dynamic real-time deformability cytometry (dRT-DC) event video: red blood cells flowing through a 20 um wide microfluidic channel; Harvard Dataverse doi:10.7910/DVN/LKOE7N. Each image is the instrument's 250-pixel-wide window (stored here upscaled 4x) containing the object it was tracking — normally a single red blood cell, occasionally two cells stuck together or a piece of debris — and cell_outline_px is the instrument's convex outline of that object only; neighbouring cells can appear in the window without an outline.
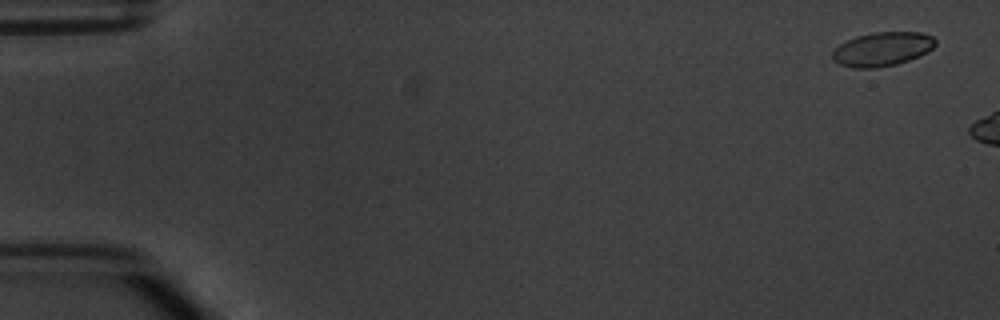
{"species": "common noctule bat (a hibernating species)", "species_latin": "Nyctalus noctula", "temperature_condition": "warm", "stored_images_in_passage": 3, "camera_frame_rate_fps": 3000, "um_per_image_px": 0.085, "animal": {"sex": "male", "body_mass_g": 20.1, "forearm_length_mm": 53.5}, "frame": {"image": 1, "passage_image": 1, "time_ms": 0.0, "image_size_px": [1000, 320], "cell_outline_px": [[936, 44], [928, 52], [908, 60], [896, 64], [876, 68], [852, 68], [840, 64], [832, 60], [832, 52], [840, 44], [856, 36], [872, 32], [920, 32], [932, 36], [936, 40]], "centroid_in_image_um": [74.99, 4.17], "position_along_channel_um": 10.0, "area_um2": 20.4}}